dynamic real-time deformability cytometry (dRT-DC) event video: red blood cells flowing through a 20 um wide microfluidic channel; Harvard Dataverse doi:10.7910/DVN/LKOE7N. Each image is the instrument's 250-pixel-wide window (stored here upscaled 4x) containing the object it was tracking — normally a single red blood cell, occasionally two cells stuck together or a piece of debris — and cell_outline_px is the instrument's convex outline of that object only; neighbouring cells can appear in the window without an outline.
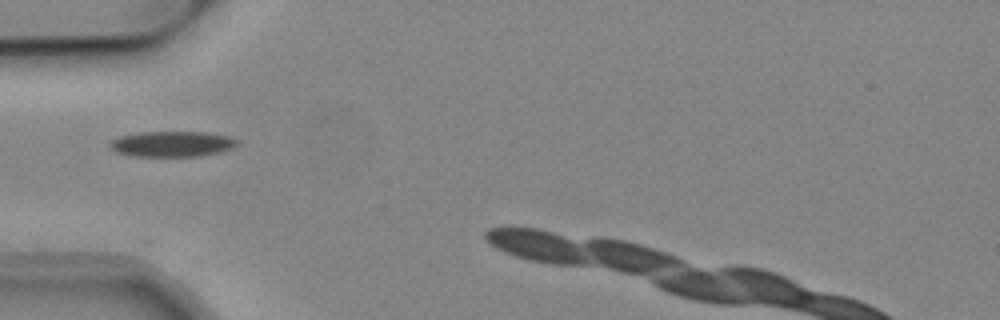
{"species": "common noctule bat (a hibernating species)", "species_latin": "Nyctalus noctula", "temperature_condition": "cold", "stored_images_in_passage": 30, "camera_frame_rate_fps": 3000, "um_per_image_px": 0.085, "animal": {"sex": "male", "body_mass_g": 19.2, "forearm_length_mm": 51.8}, "frame": {"image": 1, "passage_image": 1, "time_ms": 0.0, "image_size_px": [1000, 320], "cell_outline_px": [[240, 144], [232, 148], [220, 152], [200, 156], [132, 156], [116, 152], [108, 148], [108, 144], [112, 140], [120, 136], [140, 132], [208, 132], [228, 136], [240, 140]], "centroid_in_image_um": [14.64, 12.23], "position_along_channel_um": 70.4, "area_um2": 19.19}}
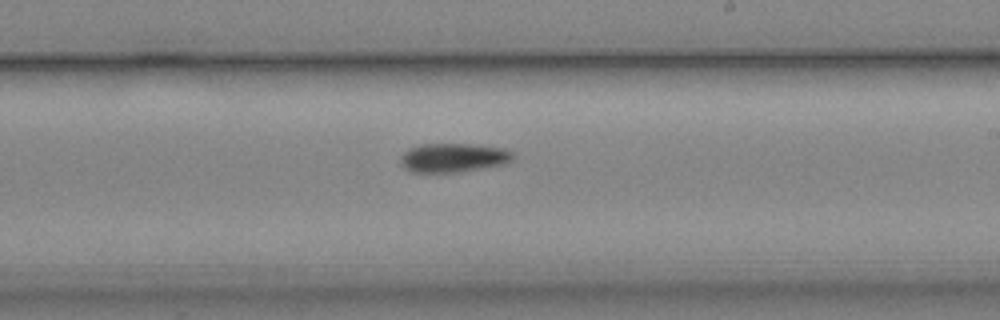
{"frame": {"image": 2, "passage_image": 15, "time_ms": 4.667, "image_size_px": [1000, 320], "cell_outline_px": [[516, 156], [512, 160], [504, 164], [464, 172], [412, 172], [404, 168], [400, 164], [400, 156], [408, 148], [420, 144], [476, 144], [504, 148], [512, 152]], "centroid_in_image_um": [38.54, 13.4], "position_along_channel_um": 250.5, "area_um2": 19.36}}
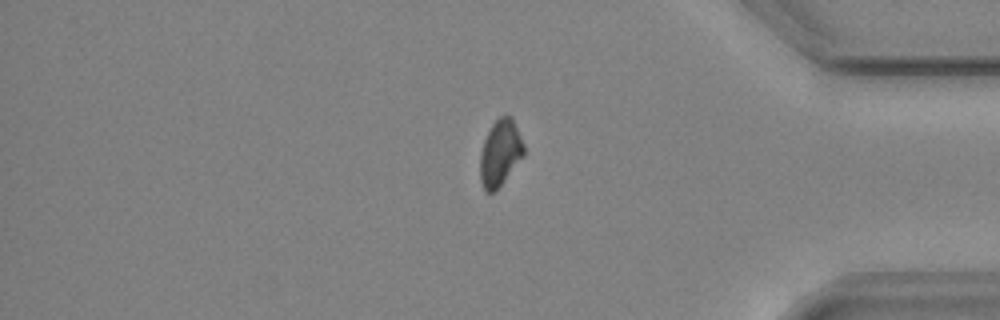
{"frame": {"image": 3, "passage_image": 28, "time_ms": 9.0, "image_size_px": [1000, 320], "cell_outline_px": [[524, 156], [504, 180], [492, 192], [488, 192], [484, 188], [480, 180], [480, 152], [484, 140], [492, 124], [500, 116], [512, 116], [524, 144]], "centroid_in_image_um": [42.52, 12.97], "position_along_channel_um": 392.7, "area_um2": 16.65}, "authors_computed_cell_mechanics": {"area_um2": 18.9873, "velocity_mm_per_s": 3.8542, "shape_relaxation_time_tau1_ms": 6.9423, "shape_relaxation_time_tau2_ms": null, "deformation_change_tau1": 0.1456, "deformation_change_tau2": null}}